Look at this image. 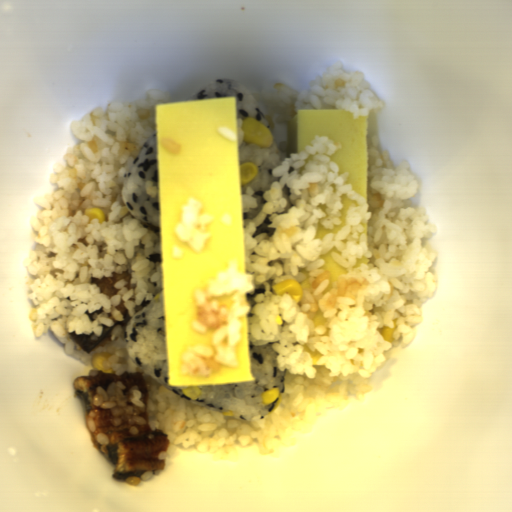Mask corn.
<instances>
[{
	"label": "corn",
	"mask_w": 512,
	"mask_h": 512,
	"mask_svg": "<svg viewBox=\"0 0 512 512\" xmlns=\"http://www.w3.org/2000/svg\"><path fill=\"white\" fill-rule=\"evenodd\" d=\"M183 395L189 397L190 400H197L201 396V388L197 386H188L182 390Z\"/></svg>",
	"instance_id": "obj_8"
},
{
	"label": "corn",
	"mask_w": 512,
	"mask_h": 512,
	"mask_svg": "<svg viewBox=\"0 0 512 512\" xmlns=\"http://www.w3.org/2000/svg\"><path fill=\"white\" fill-rule=\"evenodd\" d=\"M272 293L279 297L283 296V294H288L292 300L299 303L303 296V289L295 279H289L273 285Z\"/></svg>",
	"instance_id": "obj_2"
},
{
	"label": "corn",
	"mask_w": 512,
	"mask_h": 512,
	"mask_svg": "<svg viewBox=\"0 0 512 512\" xmlns=\"http://www.w3.org/2000/svg\"><path fill=\"white\" fill-rule=\"evenodd\" d=\"M243 142L254 144L260 148H269L273 144L270 130L255 118H246L242 126Z\"/></svg>",
	"instance_id": "obj_1"
},
{
	"label": "corn",
	"mask_w": 512,
	"mask_h": 512,
	"mask_svg": "<svg viewBox=\"0 0 512 512\" xmlns=\"http://www.w3.org/2000/svg\"><path fill=\"white\" fill-rule=\"evenodd\" d=\"M397 320H398V318L394 319L393 327L384 325L383 327H381V329L379 331L381 333V336L384 339V341L389 342L391 344L395 341L394 334H395V330L398 327Z\"/></svg>",
	"instance_id": "obj_5"
},
{
	"label": "corn",
	"mask_w": 512,
	"mask_h": 512,
	"mask_svg": "<svg viewBox=\"0 0 512 512\" xmlns=\"http://www.w3.org/2000/svg\"><path fill=\"white\" fill-rule=\"evenodd\" d=\"M110 352H101L91 357V364L96 368V371H100L105 374H113L112 368H105V363L112 356Z\"/></svg>",
	"instance_id": "obj_4"
},
{
	"label": "corn",
	"mask_w": 512,
	"mask_h": 512,
	"mask_svg": "<svg viewBox=\"0 0 512 512\" xmlns=\"http://www.w3.org/2000/svg\"><path fill=\"white\" fill-rule=\"evenodd\" d=\"M84 216L88 217L89 223L92 219H97L99 224L106 221L104 212L100 208H86L84 209Z\"/></svg>",
	"instance_id": "obj_7"
},
{
	"label": "corn",
	"mask_w": 512,
	"mask_h": 512,
	"mask_svg": "<svg viewBox=\"0 0 512 512\" xmlns=\"http://www.w3.org/2000/svg\"><path fill=\"white\" fill-rule=\"evenodd\" d=\"M259 170L258 166L251 162H244L240 164V179L241 186H245L256 178Z\"/></svg>",
	"instance_id": "obj_3"
},
{
	"label": "corn",
	"mask_w": 512,
	"mask_h": 512,
	"mask_svg": "<svg viewBox=\"0 0 512 512\" xmlns=\"http://www.w3.org/2000/svg\"><path fill=\"white\" fill-rule=\"evenodd\" d=\"M279 396H280V388L277 387V388L268 389V390L264 391L261 395L260 400L266 406L268 404L273 403L275 400H277L279 398Z\"/></svg>",
	"instance_id": "obj_6"
}]
</instances>
